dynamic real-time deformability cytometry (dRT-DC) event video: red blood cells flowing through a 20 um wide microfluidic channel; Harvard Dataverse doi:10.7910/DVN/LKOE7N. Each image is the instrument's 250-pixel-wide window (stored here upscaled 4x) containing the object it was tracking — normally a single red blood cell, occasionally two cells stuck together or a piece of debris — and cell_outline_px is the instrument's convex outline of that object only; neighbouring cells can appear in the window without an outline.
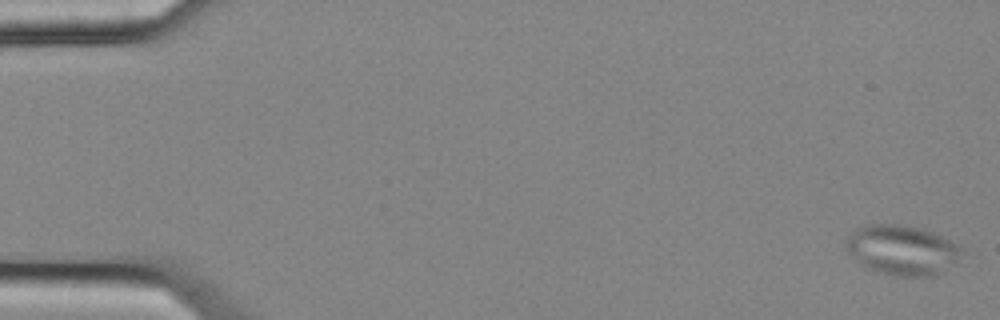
{"species": "common noctule bat (a hibernating species)", "species_latin": "Nyctalus noctula", "temperature_condition": "cold", "stored_images_in_passage": 5, "camera_frame_rate_fps": 3000, "um_per_image_px": 0.085, "animal": {"sex": "female", "body_mass_g": 25.1}, "frame": {"image": 1, "passage_image": 1, "time_ms": 0.0, "image_size_px": [1000, 320], "cell_outline_px": [[964, 248], [956, 264], [936, 276], [896, 276], [864, 268], [844, 248], [848, 236], [856, 228], [868, 224], [896, 224], [920, 228], [932, 232]], "centroid_in_image_um": [76.67, 21.27], "position_along_channel_um": 8.3, "area_um2": 33.81}}